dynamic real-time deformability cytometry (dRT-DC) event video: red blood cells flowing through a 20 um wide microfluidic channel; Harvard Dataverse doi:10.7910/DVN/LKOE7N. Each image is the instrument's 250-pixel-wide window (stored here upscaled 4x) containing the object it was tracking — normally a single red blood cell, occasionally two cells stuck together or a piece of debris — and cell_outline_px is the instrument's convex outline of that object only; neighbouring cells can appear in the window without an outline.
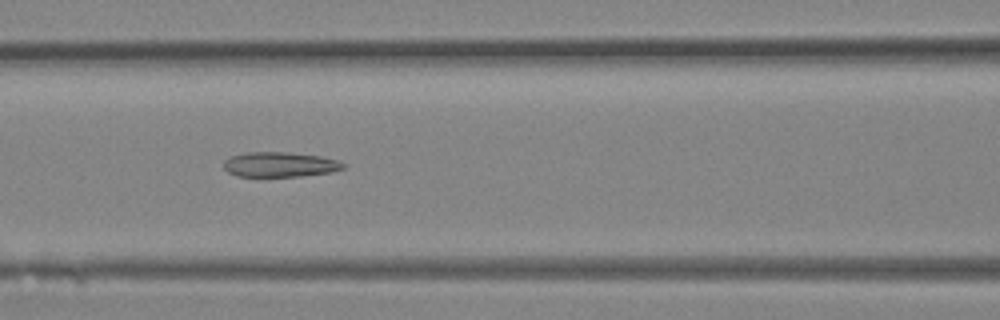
{"species": "Egyptian fruit bat (a non-hibernating species)", "species_latin": "Rousettus aegyptiacus", "temperature_condition": "room temperature", "stored_images_in_passage": 31, "camera_frame_rate_fps": 3000, "um_per_image_px": 0.085, "animal": {"sex": "female"}, "frame": {"image": 1, "passage_image": 13, "time_ms": 4.0, "image_size_px": [1000, 320], "cell_outline_px": [[348, 164], [344, 168], [332, 172], [300, 176], [236, 176], [228, 172], [224, 168], [224, 160], [232, 156], [244, 152], [288, 152], [320, 156], [340, 160]], "centroid_in_image_um": [23.83, 13.98], "position_along_channel_um": 142.8, "area_um2": 17.51}}
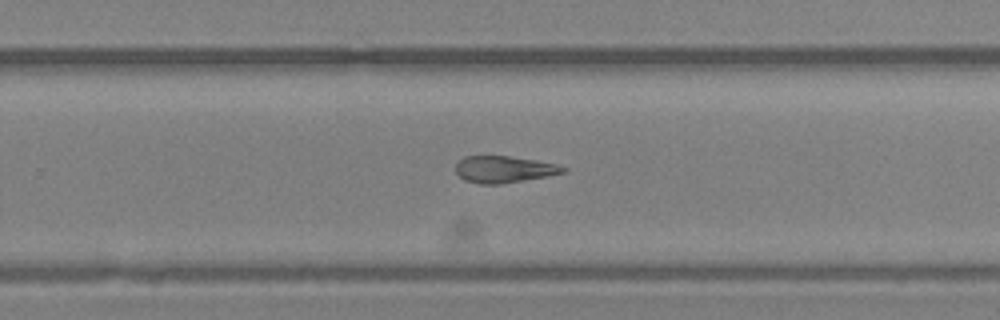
{"frame": {"image": 2, "passage_image": 20, "time_ms": 6.333, "image_size_px": [1000, 320], "cell_outline_px": [[568, 172], [500, 184], [480, 184], [464, 180], [456, 172], [456, 164], [464, 156], [508, 156], [536, 160], [556, 164], [568, 168]], "centroid_in_image_um": [42.85, 14.39], "position_along_channel_um": 287.0, "area_um2": 16.65}}
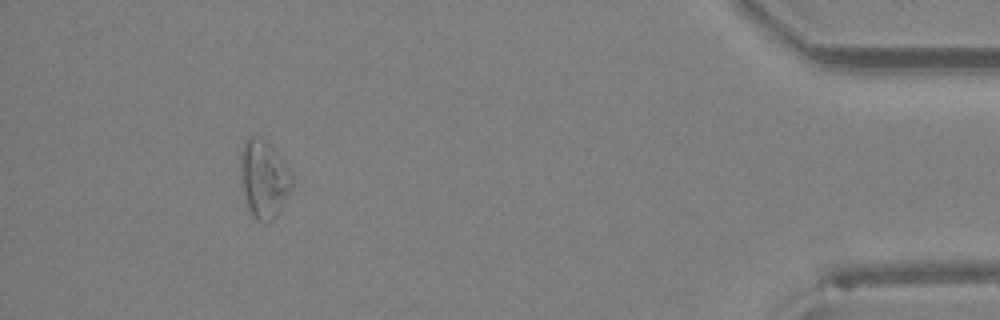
{"frame": {"image": 3, "passage_image": 29, "time_ms": 9.333, "image_size_px": [1000, 320], "cell_outline_px": [[292, 188], [272, 220], [264, 224], [256, 220], [252, 216], [248, 208], [240, 180], [240, 156], [244, 140], [248, 136], [260, 136], [272, 148], [292, 172]], "centroid_in_image_um": [22.39, 15.2], "position_along_channel_um": 412.8, "area_um2": 23.29}}